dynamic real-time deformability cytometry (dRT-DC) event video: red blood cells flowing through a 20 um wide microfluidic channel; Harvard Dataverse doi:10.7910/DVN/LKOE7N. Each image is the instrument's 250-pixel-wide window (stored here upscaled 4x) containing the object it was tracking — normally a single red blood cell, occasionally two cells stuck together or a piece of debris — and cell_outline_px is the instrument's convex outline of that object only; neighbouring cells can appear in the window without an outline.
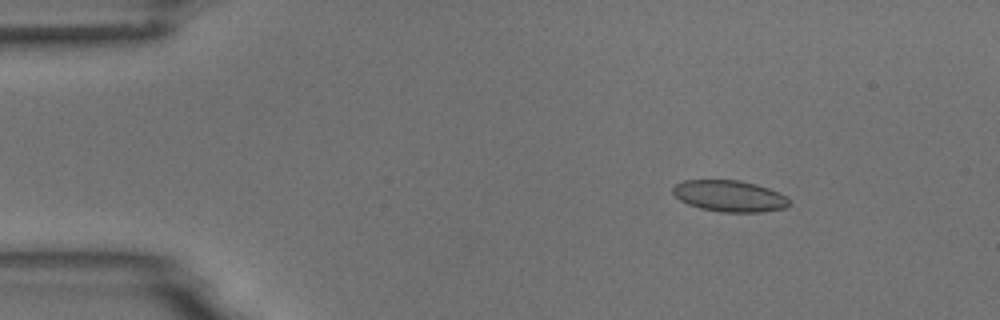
{"species": "common noctule bat (a hibernating species)", "species_latin": "Nyctalus noctula", "temperature_condition": "room temperature", "stored_images_in_passage": 6, "camera_frame_rate_fps": 3000, "um_per_image_px": 0.085, "animal": {"sex": "male", "body_mass_g": 18.8}, "frame": {"image": 1, "passage_image": 3, "time_ms": 2.333, "image_size_px": [1000, 320], "cell_outline_px": [[788, 204], [784, 208], [760, 212], [720, 212], [700, 208], [688, 204], [680, 200], [672, 192], [672, 188], [676, 184], [684, 180], [740, 180], [756, 184], [768, 188], [788, 196]], "centroid_in_image_um": [61.99, 16.66], "position_along_channel_um": 23.0, "area_um2": 21.21}}
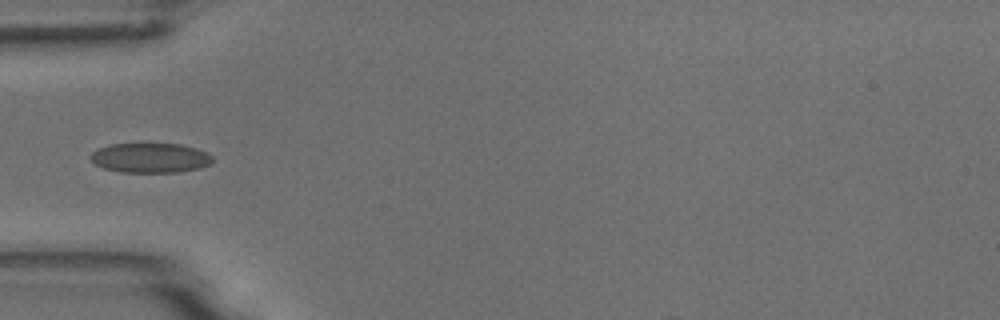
{"frame": {"image": 2, "passage_image": 6, "time_ms": 5.667, "image_size_px": [1000, 320], "cell_outline_px": [[212, 164], [200, 168], [180, 172], [120, 172], [104, 168], [92, 164], [88, 156], [96, 148], [108, 144], [180, 144], [196, 148], [212, 156]], "centroid_in_image_um": [12.71, 13.42], "position_along_channel_um": 72.3, "area_um2": 21.39}}